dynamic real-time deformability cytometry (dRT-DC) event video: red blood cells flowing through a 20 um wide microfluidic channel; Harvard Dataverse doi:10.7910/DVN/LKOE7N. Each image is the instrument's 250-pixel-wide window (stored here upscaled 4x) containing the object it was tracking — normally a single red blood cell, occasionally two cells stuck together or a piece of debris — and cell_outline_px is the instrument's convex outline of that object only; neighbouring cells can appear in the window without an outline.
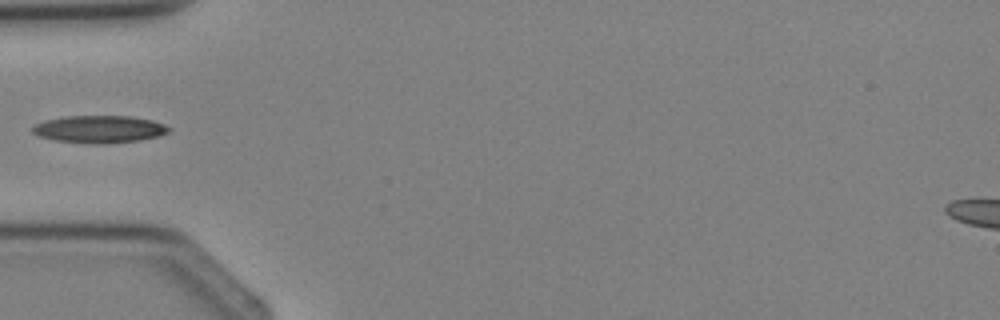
{"species": "Egyptian fruit bat (a non-hibernating species)", "species_latin": "Rousettus aegyptiacus", "temperature_condition": "cold", "stored_images_in_passage": 4, "camera_frame_rate_fps": 3000, "um_per_image_px": 0.085, "animal": {"sex": "female"}, "frame": {"image": 1, "passage_image": 4, "time_ms": 3.333, "image_size_px": [1000, 320], "cell_outline_px": [[172, 128], [168, 132], [160, 136], [140, 140], [104, 144], [84, 144], [56, 140], [40, 136], [32, 132], [32, 124], [44, 120], [64, 116], [132, 116], [152, 120], [164, 124]], "centroid_in_image_um": [8.44, 10.98], "position_along_channel_um": 76.6, "area_um2": 22.08}}